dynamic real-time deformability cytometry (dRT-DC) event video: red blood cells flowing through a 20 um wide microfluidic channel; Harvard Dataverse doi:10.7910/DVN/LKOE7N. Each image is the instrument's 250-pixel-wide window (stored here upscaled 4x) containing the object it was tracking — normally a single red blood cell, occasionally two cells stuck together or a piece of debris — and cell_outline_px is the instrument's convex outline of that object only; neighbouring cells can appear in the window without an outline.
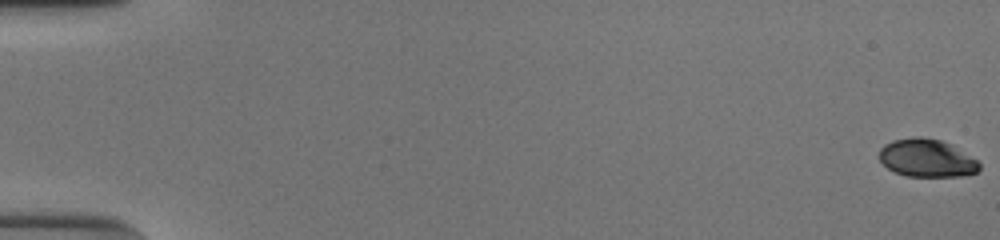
{"species": "human", "species_latin": "Homo sapiens", "temperature_condition": "cold", "stored_images_in_passage": 55, "camera_frame_rate_fps": 3000, "um_per_image_px": 0.085, "donor": {"sex": "male"}, "frame": {"image": 1, "passage_image": 1, "time_ms": 0.0, "image_size_px": [1000, 240], "cell_outline_px": [[980, 168], [976, 172], [960, 176], [908, 176], [896, 172], [888, 168], [880, 160], [880, 148], [884, 144], [892, 140], [920, 136], [940, 140], [952, 144], [976, 160], [980, 164]], "centroid_in_image_um": [78.77, 13.43], "position_along_channel_um": 6.2, "area_um2": 21.91}}
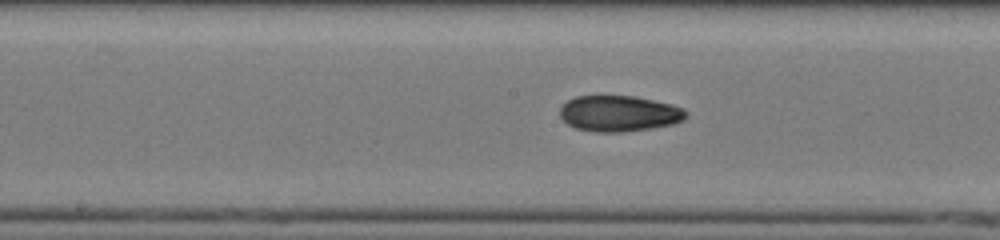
{"frame": {"image": 2, "passage_image": 30, "time_ms": 9.667, "image_size_px": [1000, 240], "cell_outline_px": [[688, 112], [684, 120], [672, 124], [652, 128], [620, 132], [596, 132], [576, 128], [568, 124], [560, 116], [560, 108], [568, 100], [576, 96], [636, 96], [672, 104], [684, 108]], "centroid_in_image_um": [52.65, 9.64], "position_along_channel_um": 195.6, "area_um2": 26.41}}
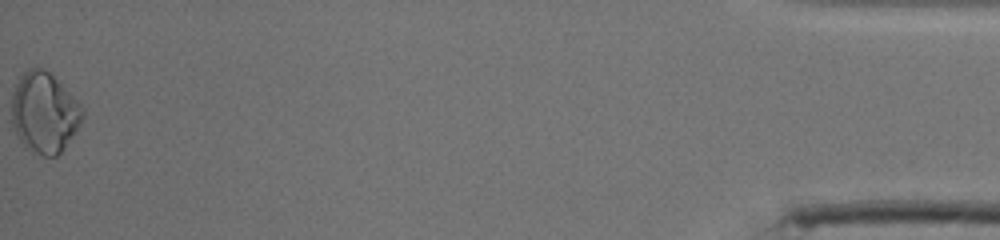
{"frame": {"image": 3, "passage_image": 55, "time_ms": 18.0, "image_size_px": [1000, 240], "cell_outline_px": [[84, 116], [80, 124], [64, 148], [56, 156], [44, 156], [32, 152], [20, 140], [12, 124], [12, 96], [16, 84], [20, 76], [28, 68], [44, 68], [84, 108]], "centroid_in_image_um": [3.76, 9.58], "position_along_channel_um": 431.4, "area_um2": 32.77}, "authors_computed_cell_mechanics": {"area_um2": 25.5476, "velocity_mm_per_s": 3.9072, "shape_relaxation_time_tau1_ms": 6.2028, "shape_relaxation_time_tau2_ms": 3.5506, "deformation_change_tau1": 0.1678, "deformation_change_tau2": 0.076}}